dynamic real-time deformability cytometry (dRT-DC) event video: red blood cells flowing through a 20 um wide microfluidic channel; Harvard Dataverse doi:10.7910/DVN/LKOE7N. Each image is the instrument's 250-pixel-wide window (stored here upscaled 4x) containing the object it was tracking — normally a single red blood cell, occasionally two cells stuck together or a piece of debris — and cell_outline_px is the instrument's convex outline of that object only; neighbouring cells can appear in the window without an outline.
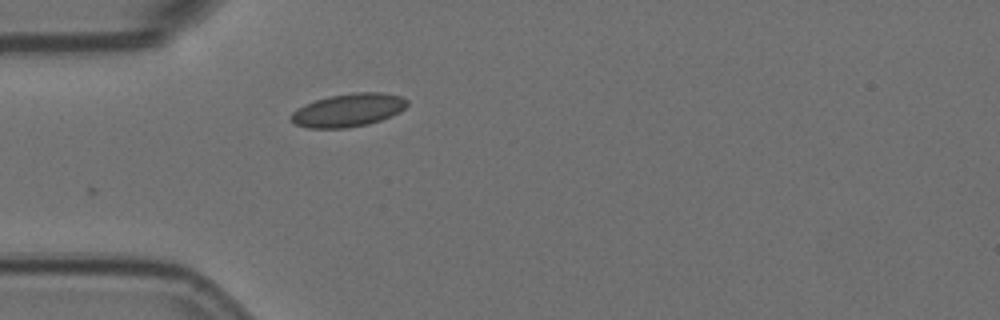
{"species": "Egyptian fruit bat (a non-hibernating species)", "species_latin": "Rousettus aegyptiacus", "temperature_condition": "room temperature", "stored_images_in_passage": 8, "camera_frame_rate_fps": 3000, "um_per_image_px": 0.085, "animal": {"sex": "female"}, "frame": {"image": 1, "passage_image": 1, "time_ms": 0.0, "image_size_px": [1000, 320], "cell_outline_px": [[408, 104], [400, 112], [380, 120], [368, 124], [348, 128], [308, 128], [296, 124], [288, 116], [296, 108], [304, 104], [328, 96], [352, 92], [380, 92], [404, 96], [408, 100]], "centroid_in_image_um": [29.6, 9.35], "position_along_channel_um": 55.4, "area_um2": 22.66}}
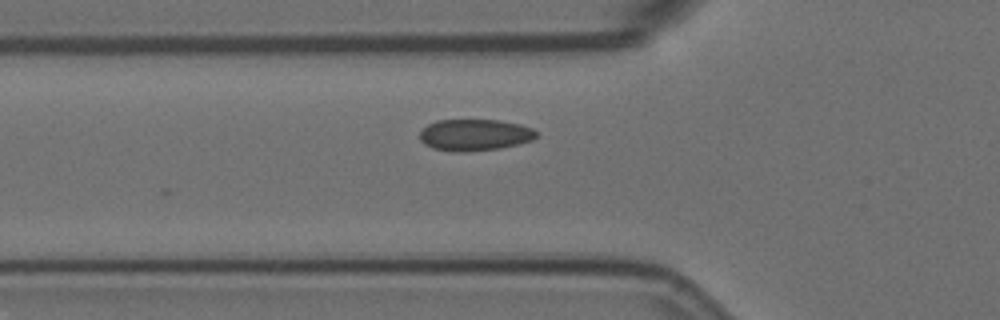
{"frame": {"image": 2, "passage_image": 4, "time_ms": 1.0, "image_size_px": [1000, 320], "cell_outline_px": [[536, 136], [532, 140], [500, 148], [432, 148], [424, 144], [420, 140], [420, 132], [428, 124], [436, 120], [500, 120], [520, 124], [532, 128], [536, 132]], "centroid_in_image_um": [40.37, 11.4], "position_along_channel_um": 85.4, "area_um2": 20.29}}
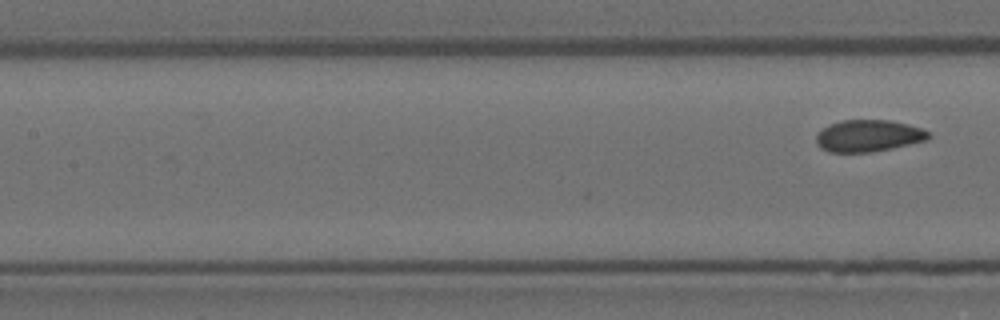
{"frame": {"image": 3, "passage_image": 8, "time_ms": 2.333, "image_size_px": [1000, 320], "cell_outline_px": [[932, 136], [928, 140], [892, 148], [868, 152], [828, 152], [820, 148], [816, 144], [816, 132], [828, 124], [840, 120], [888, 120], [908, 124], [920, 128], [928, 132]], "centroid_in_image_um": [73.77, 11.54], "position_along_channel_um": 133.6, "area_um2": 21.04}}